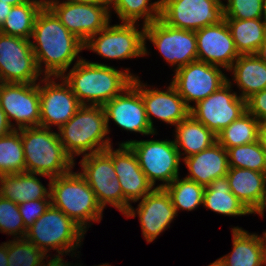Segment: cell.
<instances>
[{"instance_id": "obj_1", "label": "cell", "mask_w": 266, "mask_h": 266, "mask_svg": "<svg viewBox=\"0 0 266 266\" xmlns=\"http://www.w3.org/2000/svg\"><path fill=\"white\" fill-rule=\"evenodd\" d=\"M31 38L37 67L44 77H62L77 57L82 59L78 55L84 43L46 5L36 16Z\"/></svg>"}, {"instance_id": "obj_2", "label": "cell", "mask_w": 266, "mask_h": 266, "mask_svg": "<svg viewBox=\"0 0 266 266\" xmlns=\"http://www.w3.org/2000/svg\"><path fill=\"white\" fill-rule=\"evenodd\" d=\"M62 77L82 105L103 106L121 94L137 76L128 68L120 71L113 66L77 58L71 70Z\"/></svg>"}, {"instance_id": "obj_3", "label": "cell", "mask_w": 266, "mask_h": 266, "mask_svg": "<svg viewBox=\"0 0 266 266\" xmlns=\"http://www.w3.org/2000/svg\"><path fill=\"white\" fill-rule=\"evenodd\" d=\"M25 172L52 178L65 175L75 167V161L65 151L59 134L44 127L21 128Z\"/></svg>"}, {"instance_id": "obj_4", "label": "cell", "mask_w": 266, "mask_h": 266, "mask_svg": "<svg viewBox=\"0 0 266 266\" xmlns=\"http://www.w3.org/2000/svg\"><path fill=\"white\" fill-rule=\"evenodd\" d=\"M58 131L60 142L73 161L75 155L86 156L112 146L105 111L100 105H82Z\"/></svg>"}, {"instance_id": "obj_5", "label": "cell", "mask_w": 266, "mask_h": 266, "mask_svg": "<svg viewBox=\"0 0 266 266\" xmlns=\"http://www.w3.org/2000/svg\"><path fill=\"white\" fill-rule=\"evenodd\" d=\"M50 190L51 205L64 212L85 232L91 226L90 222L99 223L102 220L104 209L80 172L71 170L52 178Z\"/></svg>"}, {"instance_id": "obj_6", "label": "cell", "mask_w": 266, "mask_h": 266, "mask_svg": "<svg viewBox=\"0 0 266 266\" xmlns=\"http://www.w3.org/2000/svg\"><path fill=\"white\" fill-rule=\"evenodd\" d=\"M85 231L64 212L52 205L29 227L25 238L44 254L53 249L62 257L80 247ZM73 254V255H72Z\"/></svg>"}, {"instance_id": "obj_7", "label": "cell", "mask_w": 266, "mask_h": 266, "mask_svg": "<svg viewBox=\"0 0 266 266\" xmlns=\"http://www.w3.org/2000/svg\"><path fill=\"white\" fill-rule=\"evenodd\" d=\"M121 145H128L135 153L139 166L154 188H165L179 176L181 158L174 141L171 140H128ZM162 181L155 187L156 181Z\"/></svg>"}, {"instance_id": "obj_8", "label": "cell", "mask_w": 266, "mask_h": 266, "mask_svg": "<svg viewBox=\"0 0 266 266\" xmlns=\"http://www.w3.org/2000/svg\"><path fill=\"white\" fill-rule=\"evenodd\" d=\"M136 23H110L85 43L84 49L94 51L104 59H131L145 56V26Z\"/></svg>"}, {"instance_id": "obj_9", "label": "cell", "mask_w": 266, "mask_h": 266, "mask_svg": "<svg viewBox=\"0 0 266 266\" xmlns=\"http://www.w3.org/2000/svg\"><path fill=\"white\" fill-rule=\"evenodd\" d=\"M160 19L176 29L197 31L224 20V3L218 0H161Z\"/></svg>"}, {"instance_id": "obj_10", "label": "cell", "mask_w": 266, "mask_h": 266, "mask_svg": "<svg viewBox=\"0 0 266 266\" xmlns=\"http://www.w3.org/2000/svg\"><path fill=\"white\" fill-rule=\"evenodd\" d=\"M158 49L175 70L198 60L195 31L176 29L158 19L145 26V55L147 40Z\"/></svg>"}, {"instance_id": "obj_11", "label": "cell", "mask_w": 266, "mask_h": 266, "mask_svg": "<svg viewBox=\"0 0 266 266\" xmlns=\"http://www.w3.org/2000/svg\"><path fill=\"white\" fill-rule=\"evenodd\" d=\"M231 88L232 83L228 79L218 90L190 109V114L215 135L247 111L246 100Z\"/></svg>"}, {"instance_id": "obj_12", "label": "cell", "mask_w": 266, "mask_h": 266, "mask_svg": "<svg viewBox=\"0 0 266 266\" xmlns=\"http://www.w3.org/2000/svg\"><path fill=\"white\" fill-rule=\"evenodd\" d=\"M30 39L0 33V82L37 83V67Z\"/></svg>"}, {"instance_id": "obj_13", "label": "cell", "mask_w": 266, "mask_h": 266, "mask_svg": "<svg viewBox=\"0 0 266 266\" xmlns=\"http://www.w3.org/2000/svg\"><path fill=\"white\" fill-rule=\"evenodd\" d=\"M45 5L59 21L83 43L94 36L110 22L108 6L45 0Z\"/></svg>"}, {"instance_id": "obj_14", "label": "cell", "mask_w": 266, "mask_h": 266, "mask_svg": "<svg viewBox=\"0 0 266 266\" xmlns=\"http://www.w3.org/2000/svg\"><path fill=\"white\" fill-rule=\"evenodd\" d=\"M79 164L82 167L80 174L94 191L101 207L105 209L109 204L123 213V191L112 157L106 151H101L83 156Z\"/></svg>"}, {"instance_id": "obj_15", "label": "cell", "mask_w": 266, "mask_h": 266, "mask_svg": "<svg viewBox=\"0 0 266 266\" xmlns=\"http://www.w3.org/2000/svg\"><path fill=\"white\" fill-rule=\"evenodd\" d=\"M174 71L171 83L190 109V103L196 105L228 81L221 67L198 60Z\"/></svg>"}, {"instance_id": "obj_16", "label": "cell", "mask_w": 266, "mask_h": 266, "mask_svg": "<svg viewBox=\"0 0 266 266\" xmlns=\"http://www.w3.org/2000/svg\"><path fill=\"white\" fill-rule=\"evenodd\" d=\"M0 107L14 129L40 126L38 83H1ZM11 120H15L17 125Z\"/></svg>"}, {"instance_id": "obj_17", "label": "cell", "mask_w": 266, "mask_h": 266, "mask_svg": "<svg viewBox=\"0 0 266 266\" xmlns=\"http://www.w3.org/2000/svg\"><path fill=\"white\" fill-rule=\"evenodd\" d=\"M106 115L108 133L109 121L112 119L122 130L141 133L143 135H156L152 130L146 117V110L140 94V79L133 78L129 85L121 94L109 100L103 105Z\"/></svg>"}, {"instance_id": "obj_18", "label": "cell", "mask_w": 266, "mask_h": 266, "mask_svg": "<svg viewBox=\"0 0 266 266\" xmlns=\"http://www.w3.org/2000/svg\"><path fill=\"white\" fill-rule=\"evenodd\" d=\"M54 78L62 82L56 83ZM54 78L43 76L39 82L40 126L49 129L62 127L82 106L63 77Z\"/></svg>"}, {"instance_id": "obj_19", "label": "cell", "mask_w": 266, "mask_h": 266, "mask_svg": "<svg viewBox=\"0 0 266 266\" xmlns=\"http://www.w3.org/2000/svg\"><path fill=\"white\" fill-rule=\"evenodd\" d=\"M137 207L135 210L130 205L123 215L133 218L137 212L143 238L148 243L154 241L166 228L168 229L177 216L171 197L165 188H154L140 200Z\"/></svg>"}, {"instance_id": "obj_20", "label": "cell", "mask_w": 266, "mask_h": 266, "mask_svg": "<svg viewBox=\"0 0 266 266\" xmlns=\"http://www.w3.org/2000/svg\"><path fill=\"white\" fill-rule=\"evenodd\" d=\"M105 151L112 157L115 173L123 191V214L131 205L130 202H138L153 189L145 173L139 166L135 153L128 145L119 144V148L113 150V146Z\"/></svg>"}, {"instance_id": "obj_21", "label": "cell", "mask_w": 266, "mask_h": 266, "mask_svg": "<svg viewBox=\"0 0 266 266\" xmlns=\"http://www.w3.org/2000/svg\"><path fill=\"white\" fill-rule=\"evenodd\" d=\"M198 61L227 71L240 56L225 19L195 31Z\"/></svg>"}, {"instance_id": "obj_22", "label": "cell", "mask_w": 266, "mask_h": 266, "mask_svg": "<svg viewBox=\"0 0 266 266\" xmlns=\"http://www.w3.org/2000/svg\"><path fill=\"white\" fill-rule=\"evenodd\" d=\"M166 88L164 91H160L158 88L149 89L147 84L140 81V94L145 105L146 117L155 132L152 116L167 124L176 126L190 115V108L179 95L175 86L170 82Z\"/></svg>"}, {"instance_id": "obj_23", "label": "cell", "mask_w": 266, "mask_h": 266, "mask_svg": "<svg viewBox=\"0 0 266 266\" xmlns=\"http://www.w3.org/2000/svg\"><path fill=\"white\" fill-rule=\"evenodd\" d=\"M189 175L185 178L193 180L204 187L218 177L227 175L229 160L227 150L218 142L211 147L183 159Z\"/></svg>"}, {"instance_id": "obj_24", "label": "cell", "mask_w": 266, "mask_h": 266, "mask_svg": "<svg viewBox=\"0 0 266 266\" xmlns=\"http://www.w3.org/2000/svg\"><path fill=\"white\" fill-rule=\"evenodd\" d=\"M35 175L48 177L30 172L0 175V195L18 205L26 201L51 198V182L47 190Z\"/></svg>"}, {"instance_id": "obj_25", "label": "cell", "mask_w": 266, "mask_h": 266, "mask_svg": "<svg viewBox=\"0 0 266 266\" xmlns=\"http://www.w3.org/2000/svg\"><path fill=\"white\" fill-rule=\"evenodd\" d=\"M226 177L231 192L253 213L263 199L266 173L229 167Z\"/></svg>"}, {"instance_id": "obj_26", "label": "cell", "mask_w": 266, "mask_h": 266, "mask_svg": "<svg viewBox=\"0 0 266 266\" xmlns=\"http://www.w3.org/2000/svg\"><path fill=\"white\" fill-rule=\"evenodd\" d=\"M228 71L232 72V80L239 87V96L244 100L266 89V63L256 54L240 55Z\"/></svg>"}, {"instance_id": "obj_27", "label": "cell", "mask_w": 266, "mask_h": 266, "mask_svg": "<svg viewBox=\"0 0 266 266\" xmlns=\"http://www.w3.org/2000/svg\"><path fill=\"white\" fill-rule=\"evenodd\" d=\"M182 159L197 154L217 142V136L191 114L175 126L173 140ZM184 153H181V149Z\"/></svg>"}, {"instance_id": "obj_28", "label": "cell", "mask_w": 266, "mask_h": 266, "mask_svg": "<svg viewBox=\"0 0 266 266\" xmlns=\"http://www.w3.org/2000/svg\"><path fill=\"white\" fill-rule=\"evenodd\" d=\"M231 230L233 249L219 258L223 266H262L263 236L248 233L238 226Z\"/></svg>"}, {"instance_id": "obj_29", "label": "cell", "mask_w": 266, "mask_h": 266, "mask_svg": "<svg viewBox=\"0 0 266 266\" xmlns=\"http://www.w3.org/2000/svg\"><path fill=\"white\" fill-rule=\"evenodd\" d=\"M202 205L213 212L225 216L252 214L231 192L226 175L218 177L205 187Z\"/></svg>"}, {"instance_id": "obj_30", "label": "cell", "mask_w": 266, "mask_h": 266, "mask_svg": "<svg viewBox=\"0 0 266 266\" xmlns=\"http://www.w3.org/2000/svg\"><path fill=\"white\" fill-rule=\"evenodd\" d=\"M239 55L255 54L261 46L266 27L258 19H225Z\"/></svg>"}, {"instance_id": "obj_31", "label": "cell", "mask_w": 266, "mask_h": 266, "mask_svg": "<svg viewBox=\"0 0 266 266\" xmlns=\"http://www.w3.org/2000/svg\"><path fill=\"white\" fill-rule=\"evenodd\" d=\"M45 5V0H31L17 6H12L0 33L31 40L34 22L38 12Z\"/></svg>"}, {"instance_id": "obj_32", "label": "cell", "mask_w": 266, "mask_h": 266, "mask_svg": "<svg viewBox=\"0 0 266 266\" xmlns=\"http://www.w3.org/2000/svg\"><path fill=\"white\" fill-rule=\"evenodd\" d=\"M261 123L248 111L219 132L217 142L226 150L259 140Z\"/></svg>"}, {"instance_id": "obj_33", "label": "cell", "mask_w": 266, "mask_h": 266, "mask_svg": "<svg viewBox=\"0 0 266 266\" xmlns=\"http://www.w3.org/2000/svg\"><path fill=\"white\" fill-rule=\"evenodd\" d=\"M111 0V9L114 8L121 22L136 23L143 18L142 26H146L158 19L161 13V0Z\"/></svg>"}, {"instance_id": "obj_34", "label": "cell", "mask_w": 266, "mask_h": 266, "mask_svg": "<svg viewBox=\"0 0 266 266\" xmlns=\"http://www.w3.org/2000/svg\"><path fill=\"white\" fill-rule=\"evenodd\" d=\"M204 189L203 185L187 178L179 179V176L165 187L176 213L179 210L193 211L203 204Z\"/></svg>"}, {"instance_id": "obj_35", "label": "cell", "mask_w": 266, "mask_h": 266, "mask_svg": "<svg viewBox=\"0 0 266 266\" xmlns=\"http://www.w3.org/2000/svg\"><path fill=\"white\" fill-rule=\"evenodd\" d=\"M25 172L21 129L0 136V175Z\"/></svg>"}, {"instance_id": "obj_36", "label": "cell", "mask_w": 266, "mask_h": 266, "mask_svg": "<svg viewBox=\"0 0 266 266\" xmlns=\"http://www.w3.org/2000/svg\"><path fill=\"white\" fill-rule=\"evenodd\" d=\"M229 167L266 173V152L260 139L256 142L229 148Z\"/></svg>"}, {"instance_id": "obj_37", "label": "cell", "mask_w": 266, "mask_h": 266, "mask_svg": "<svg viewBox=\"0 0 266 266\" xmlns=\"http://www.w3.org/2000/svg\"><path fill=\"white\" fill-rule=\"evenodd\" d=\"M7 255L8 266H42L44 259L50 256L44 254L26 238L7 241Z\"/></svg>"}, {"instance_id": "obj_38", "label": "cell", "mask_w": 266, "mask_h": 266, "mask_svg": "<svg viewBox=\"0 0 266 266\" xmlns=\"http://www.w3.org/2000/svg\"><path fill=\"white\" fill-rule=\"evenodd\" d=\"M0 232L14 238H25L27 228L19 212L18 204L0 195ZM18 235V236H17Z\"/></svg>"}, {"instance_id": "obj_39", "label": "cell", "mask_w": 266, "mask_h": 266, "mask_svg": "<svg viewBox=\"0 0 266 266\" xmlns=\"http://www.w3.org/2000/svg\"><path fill=\"white\" fill-rule=\"evenodd\" d=\"M263 0H227L224 19H258L262 16Z\"/></svg>"}, {"instance_id": "obj_40", "label": "cell", "mask_w": 266, "mask_h": 266, "mask_svg": "<svg viewBox=\"0 0 266 266\" xmlns=\"http://www.w3.org/2000/svg\"><path fill=\"white\" fill-rule=\"evenodd\" d=\"M51 205V198L26 201L18 205L24 225L29 228Z\"/></svg>"}, {"instance_id": "obj_41", "label": "cell", "mask_w": 266, "mask_h": 266, "mask_svg": "<svg viewBox=\"0 0 266 266\" xmlns=\"http://www.w3.org/2000/svg\"><path fill=\"white\" fill-rule=\"evenodd\" d=\"M246 108L261 124L266 123V89L249 97L246 100Z\"/></svg>"}, {"instance_id": "obj_42", "label": "cell", "mask_w": 266, "mask_h": 266, "mask_svg": "<svg viewBox=\"0 0 266 266\" xmlns=\"http://www.w3.org/2000/svg\"><path fill=\"white\" fill-rule=\"evenodd\" d=\"M14 128L10 125L6 114L3 109L0 107V136L6 135L12 132Z\"/></svg>"}, {"instance_id": "obj_43", "label": "cell", "mask_w": 266, "mask_h": 266, "mask_svg": "<svg viewBox=\"0 0 266 266\" xmlns=\"http://www.w3.org/2000/svg\"><path fill=\"white\" fill-rule=\"evenodd\" d=\"M66 2L72 3H82V4H90V5H103L111 7V0H66Z\"/></svg>"}, {"instance_id": "obj_44", "label": "cell", "mask_w": 266, "mask_h": 266, "mask_svg": "<svg viewBox=\"0 0 266 266\" xmlns=\"http://www.w3.org/2000/svg\"><path fill=\"white\" fill-rule=\"evenodd\" d=\"M12 5L9 3H5L0 0V27L3 25L6 20L8 14L10 13Z\"/></svg>"}, {"instance_id": "obj_45", "label": "cell", "mask_w": 266, "mask_h": 266, "mask_svg": "<svg viewBox=\"0 0 266 266\" xmlns=\"http://www.w3.org/2000/svg\"><path fill=\"white\" fill-rule=\"evenodd\" d=\"M46 263L42 266H71V263L65 261L62 257H52L51 260L46 259ZM78 264L74 265L77 266ZM73 266V265H72Z\"/></svg>"}, {"instance_id": "obj_46", "label": "cell", "mask_w": 266, "mask_h": 266, "mask_svg": "<svg viewBox=\"0 0 266 266\" xmlns=\"http://www.w3.org/2000/svg\"><path fill=\"white\" fill-rule=\"evenodd\" d=\"M7 242L0 245V266H8Z\"/></svg>"}, {"instance_id": "obj_47", "label": "cell", "mask_w": 266, "mask_h": 266, "mask_svg": "<svg viewBox=\"0 0 266 266\" xmlns=\"http://www.w3.org/2000/svg\"><path fill=\"white\" fill-rule=\"evenodd\" d=\"M266 210V179H265V187H264V195L263 199L259 205V207L252 213L258 214L259 216H264V211Z\"/></svg>"}, {"instance_id": "obj_48", "label": "cell", "mask_w": 266, "mask_h": 266, "mask_svg": "<svg viewBox=\"0 0 266 266\" xmlns=\"http://www.w3.org/2000/svg\"><path fill=\"white\" fill-rule=\"evenodd\" d=\"M263 62L266 63V33L263 42L257 52L255 53Z\"/></svg>"}, {"instance_id": "obj_49", "label": "cell", "mask_w": 266, "mask_h": 266, "mask_svg": "<svg viewBox=\"0 0 266 266\" xmlns=\"http://www.w3.org/2000/svg\"><path fill=\"white\" fill-rule=\"evenodd\" d=\"M262 146L266 152V123H262L260 126V137H259Z\"/></svg>"}, {"instance_id": "obj_50", "label": "cell", "mask_w": 266, "mask_h": 266, "mask_svg": "<svg viewBox=\"0 0 266 266\" xmlns=\"http://www.w3.org/2000/svg\"><path fill=\"white\" fill-rule=\"evenodd\" d=\"M261 265L266 266V231L263 232V246H262Z\"/></svg>"}, {"instance_id": "obj_51", "label": "cell", "mask_w": 266, "mask_h": 266, "mask_svg": "<svg viewBox=\"0 0 266 266\" xmlns=\"http://www.w3.org/2000/svg\"><path fill=\"white\" fill-rule=\"evenodd\" d=\"M1 1H3L5 3H9L12 6H17V5H21V4H24V3H28L31 0H1Z\"/></svg>"}, {"instance_id": "obj_52", "label": "cell", "mask_w": 266, "mask_h": 266, "mask_svg": "<svg viewBox=\"0 0 266 266\" xmlns=\"http://www.w3.org/2000/svg\"><path fill=\"white\" fill-rule=\"evenodd\" d=\"M261 20H262V22L264 23V25L266 27V0H263V8H262Z\"/></svg>"}, {"instance_id": "obj_53", "label": "cell", "mask_w": 266, "mask_h": 266, "mask_svg": "<svg viewBox=\"0 0 266 266\" xmlns=\"http://www.w3.org/2000/svg\"><path fill=\"white\" fill-rule=\"evenodd\" d=\"M208 266H223V264H222L221 260L218 258V259H216V261H214L213 263H211Z\"/></svg>"}, {"instance_id": "obj_54", "label": "cell", "mask_w": 266, "mask_h": 266, "mask_svg": "<svg viewBox=\"0 0 266 266\" xmlns=\"http://www.w3.org/2000/svg\"><path fill=\"white\" fill-rule=\"evenodd\" d=\"M78 266H82L81 264L80 265H78ZM95 266V265H94ZM98 266H109V264L108 263H103V265L101 264V265H98ZM111 266V265H110Z\"/></svg>"}]
</instances>
